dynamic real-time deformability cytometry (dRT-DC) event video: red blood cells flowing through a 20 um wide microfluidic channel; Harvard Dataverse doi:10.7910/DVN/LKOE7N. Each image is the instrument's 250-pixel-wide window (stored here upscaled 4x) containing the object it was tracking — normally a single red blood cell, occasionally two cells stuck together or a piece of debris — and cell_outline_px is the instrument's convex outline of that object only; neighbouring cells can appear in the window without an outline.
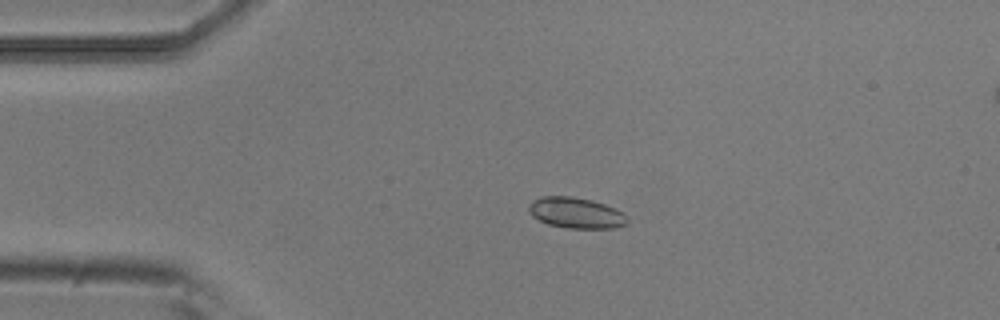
{"species": "common noctule bat (a hibernating species)", "species_latin": "Nyctalus noctula", "temperature_condition": "room temperature", "stored_images_in_passage": 5, "camera_frame_rate_fps": 3000, "um_per_image_px": 0.085, "animal": {"sex": "male", "body_mass_g": 20.5, "forearm_length_mm": 52.5}, "frame": {"image": 1, "passage_image": 4, "time_ms": 1.0, "image_size_px": [1000, 320], "cell_outline_px": [[628, 224], [616, 228], [568, 228], [548, 224], [532, 216], [528, 212], [528, 204], [532, 200], [540, 196], [572, 196], [592, 200], [616, 208], [624, 212], [628, 220]], "centroid_in_image_um": [48.96, 18.09], "position_along_channel_um": 36.0, "area_um2": 17.98}}